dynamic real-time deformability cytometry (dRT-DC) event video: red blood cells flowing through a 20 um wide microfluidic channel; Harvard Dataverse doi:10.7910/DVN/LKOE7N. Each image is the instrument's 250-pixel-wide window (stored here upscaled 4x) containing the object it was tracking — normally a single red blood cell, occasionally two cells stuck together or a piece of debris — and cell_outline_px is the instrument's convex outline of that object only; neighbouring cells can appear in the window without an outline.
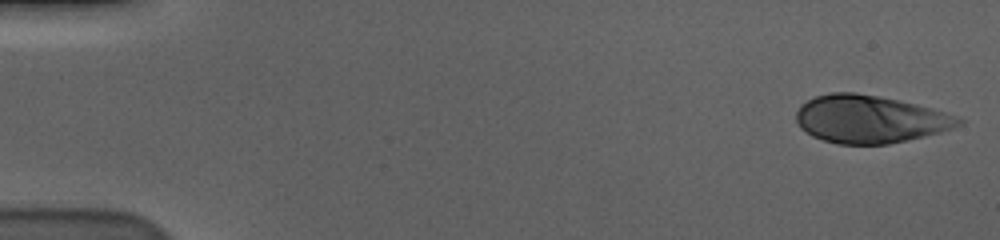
{"species": "human", "species_latin": "Homo sapiens", "temperature_condition": "cold", "stored_images_in_passage": 56, "camera_frame_rate_fps": 3000, "um_per_image_px": 0.085, "donor": {"sex": "male"}, "frame": {"image": 1, "passage_image": 1, "time_ms": 0.0, "image_size_px": [1000, 240], "cell_outline_px": [[964, 120], [960, 124], [952, 128], [940, 132], [924, 136], [888, 144], [836, 144], [812, 136], [800, 128], [796, 120], [796, 112], [800, 104], [816, 96], [828, 92], [856, 92], [916, 104], [932, 108], [944, 112]], "centroid_in_image_um": [73.88, 10.13], "position_along_channel_um": 11.1, "area_um2": 44.91}}
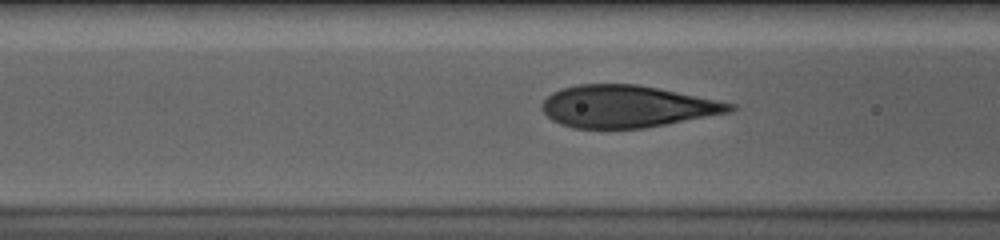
{"frame": {"image": 2, "passage_image": 22, "time_ms": 7.0, "image_size_px": [1000, 240], "cell_outline_px": [[736, 108], [732, 112], [644, 128], [572, 128], [560, 124], [552, 120], [540, 108], [540, 104], [552, 92], [560, 88], [576, 84], [636, 84], [736, 104]], "centroid_in_image_um": [53.24, 9.05], "position_along_channel_um": 113.4, "area_um2": 45.95}}
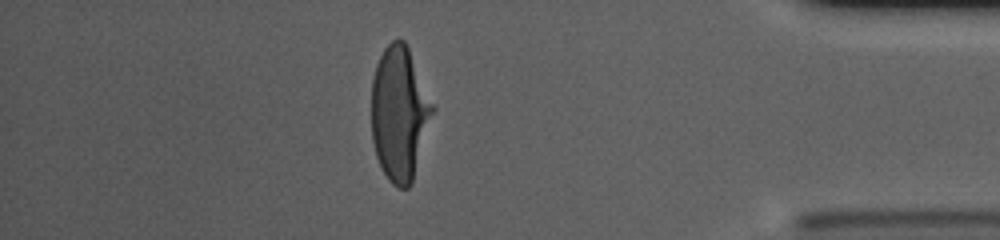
{"frame": {"image": 3, "passage_image": 49, "time_ms": 16.0, "image_size_px": [1000, 240], "cell_outline_px": [[436, 108], [412, 184], [408, 188], [400, 188], [392, 184], [388, 180], [376, 156], [372, 140], [372, 76], [376, 64], [384, 48], [392, 40], [400, 36], [404, 40], [408, 48]], "centroid_in_image_um": [33.97, 9.65], "position_along_channel_um": 401.2, "area_um2": 48.26}}